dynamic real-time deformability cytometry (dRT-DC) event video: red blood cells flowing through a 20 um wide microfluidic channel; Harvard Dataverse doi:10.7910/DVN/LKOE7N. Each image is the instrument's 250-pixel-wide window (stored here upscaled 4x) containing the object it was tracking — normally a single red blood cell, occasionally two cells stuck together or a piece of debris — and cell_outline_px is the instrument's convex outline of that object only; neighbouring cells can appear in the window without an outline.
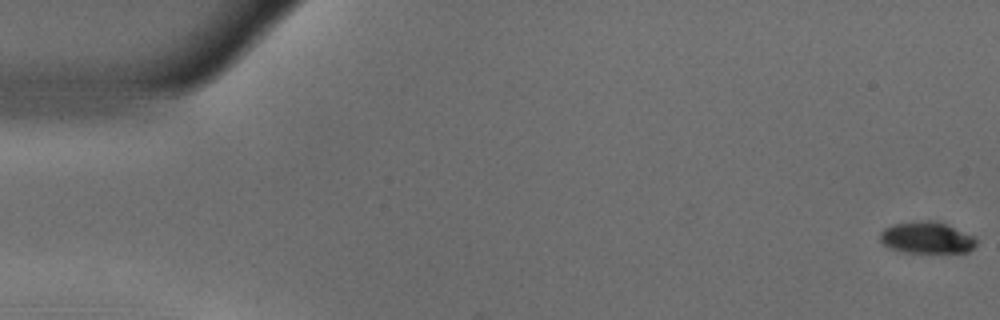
{"species": "common noctule bat (a hibernating species)", "species_latin": "Nyctalus noctula", "temperature_condition": "warm", "stored_images_in_passage": 55, "camera_frame_rate_fps": 3000, "um_per_image_px": 0.085, "animal": {"sex": "male", "body_mass_g": 18.8}, "frame": {"image": 1, "passage_image": 1, "time_ms": 0.0, "image_size_px": [1000, 320], "cell_outline_px": [[976, 244], [968, 252], [904, 252], [892, 248], [884, 244], [880, 240], [880, 232], [884, 228], [892, 224], [924, 220], [932, 220], [948, 224], [976, 236]], "centroid_in_image_um": [78.8, 20.18], "position_along_channel_um": 6.2, "area_um2": 17.8}}
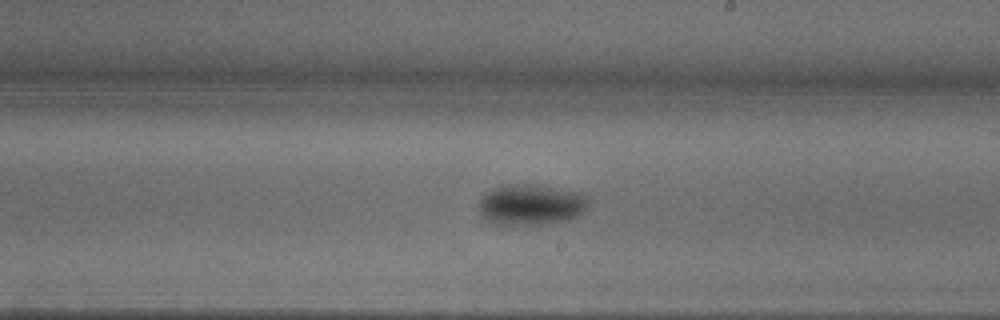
{"frame": {"image": 2, "passage_image": 32, "time_ms": 10.333, "image_size_px": [1000, 320], "cell_outline_px": [[588, 204], [576, 216], [564, 220], [544, 224], [496, 224], [488, 220], [480, 212], [480, 200], [488, 192], [504, 184], [536, 184], [580, 192], [588, 196]], "centroid_in_image_um": [45.15, 17.37], "position_along_channel_um": 243.8, "area_um2": 25.61}}
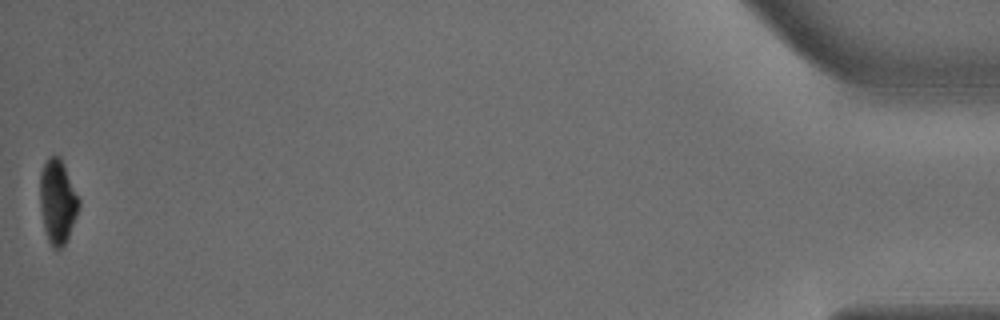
{"frame": {"image": 3, "passage_image": 55, "time_ms": 18.0, "image_size_px": [1000, 320], "cell_outline_px": [[80, 204], [76, 216], [68, 236], [64, 244], [60, 248], [52, 248], [48, 240], [44, 228], [40, 208], [40, 172], [48, 156], [60, 156], [64, 164], [80, 200]], "centroid_in_image_um": [4.88, 17.1], "position_along_channel_um": 430.3, "area_um2": 18.96}, "authors_computed_cell_mechanics": {"area_um2": 22.3108, "velocity_mm_per_s": 3.6945, "shape_relaxation_time_tau1_ms": 2.6378, "shape_relaxation_time_tau2_ms": null, "deformation_change_tau1": 0.1517, "deformation_change_tau2": null}}